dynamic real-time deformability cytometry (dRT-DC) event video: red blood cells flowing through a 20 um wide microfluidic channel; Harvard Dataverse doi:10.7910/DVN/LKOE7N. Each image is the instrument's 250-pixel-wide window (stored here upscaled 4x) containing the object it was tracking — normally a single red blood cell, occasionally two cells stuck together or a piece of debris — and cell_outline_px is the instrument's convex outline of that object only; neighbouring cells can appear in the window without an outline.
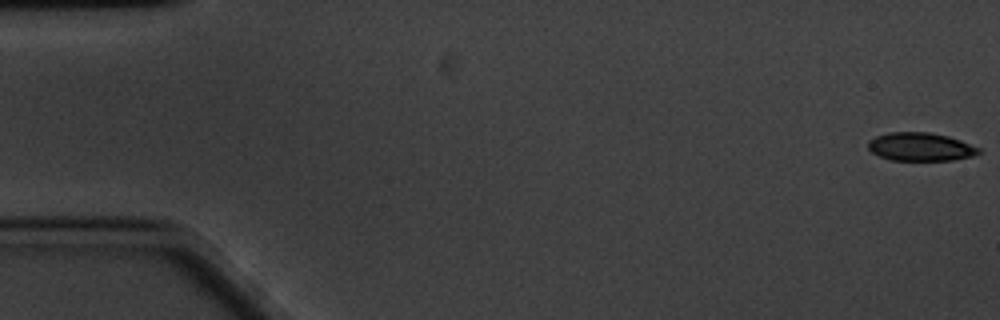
{"species": "common noctule bat (a hibernating species)", "species_latin": "Nyctalus noctula", "temperature_condition": "cold", "stored_images_in_passage": 18, "camera_frame_rate_fps": 3000, "um_per_image_px": 0.085, "animal": {"sex": "male", "body_mass_g": 20.1, "forearm_length_mm": 53.5}, "frame": {"image": 1, "passage_image": 1, "time_ms": 0.0, "image_size_px": [1000, 320], "cell_outline_px": [[980, 152], [972, 156], [952, 160], [892, 160], [880, 156], [872, 152], [868, 148], [868, 140], [876, 136], [888, 132], [928, 132], [948, 136], [960, 140], [980, 148]], "centroid_in_image_um": [78.22, 12.47], "position_along_channel_um": 6.8, "area_um2": 18.15}}
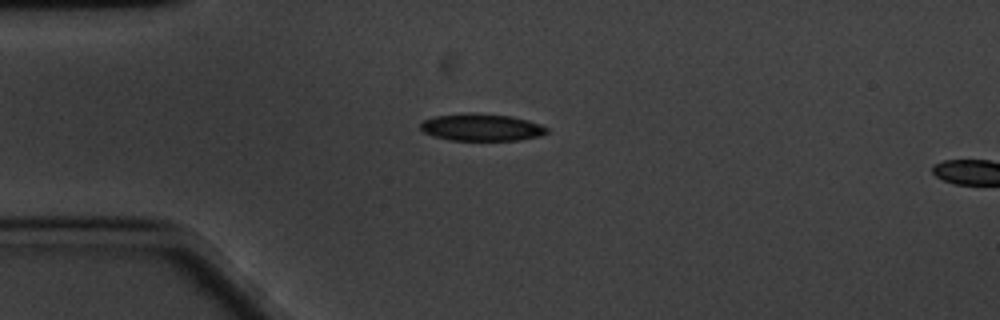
{"frame": {"image": 2, "passage_image": 15, "time_ms": 4.667, "image_size_px": [1000, 320], "cell_outline_px": [[548, 132], [540, 136], [520, 140], [448, 140], [432, 136], [424, 132], [420, 128], [420, 124], [424, 120], [436, 116], [468, 112], [476, 112], [512, 116], [528, 120], [540, 124], [548, 128]], "centroid_in_image_um": [40.93, 10.81], "position_along_channel_um": 44.1, "area_um2": 20.23}}